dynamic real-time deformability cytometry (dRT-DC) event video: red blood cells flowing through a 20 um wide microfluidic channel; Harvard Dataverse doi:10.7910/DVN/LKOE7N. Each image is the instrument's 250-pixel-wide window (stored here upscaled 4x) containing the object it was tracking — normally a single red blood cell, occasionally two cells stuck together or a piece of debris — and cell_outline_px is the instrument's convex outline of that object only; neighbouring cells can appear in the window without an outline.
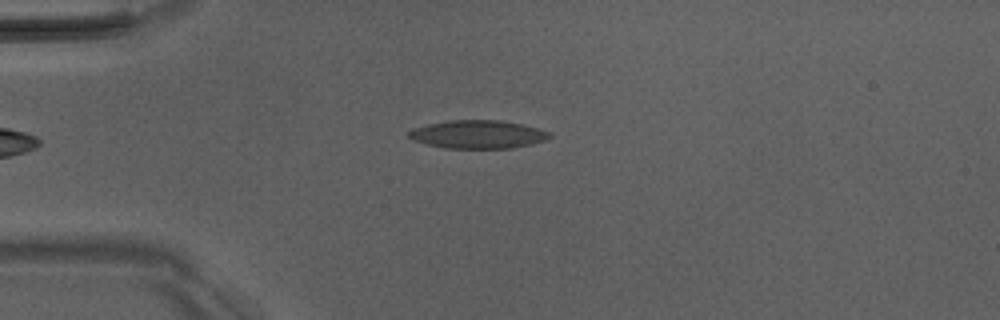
{"species": "Egyptian fruit bat (a non-hibernating species)", "species_latin": "Rousettus aegyptiacus", "temperature_condition": "room temperature", "stored_images_in_passage": 6, "camera_frame_rate_fps": 3000, "um_per_image_px": 0.085, "animal": {"sex": "male"}, "frame": {"image": 1, "passage_image": 1, "time_ms": 0.0, "image_size_px": [1000, 320], "cell_outline_px": [[552, 136], [544, 140], [532, 144], [512, 148], [444, 148], [412, 140], [408, 136], [408, 132], [412, 128], [428, 124], [448, 120], [500, 120], [520, 124], [552, 132]], "centroid_in_image_um": [40.61, 11.42], "position_along_channel_um": 44.4, "area_um2": 23.12}}